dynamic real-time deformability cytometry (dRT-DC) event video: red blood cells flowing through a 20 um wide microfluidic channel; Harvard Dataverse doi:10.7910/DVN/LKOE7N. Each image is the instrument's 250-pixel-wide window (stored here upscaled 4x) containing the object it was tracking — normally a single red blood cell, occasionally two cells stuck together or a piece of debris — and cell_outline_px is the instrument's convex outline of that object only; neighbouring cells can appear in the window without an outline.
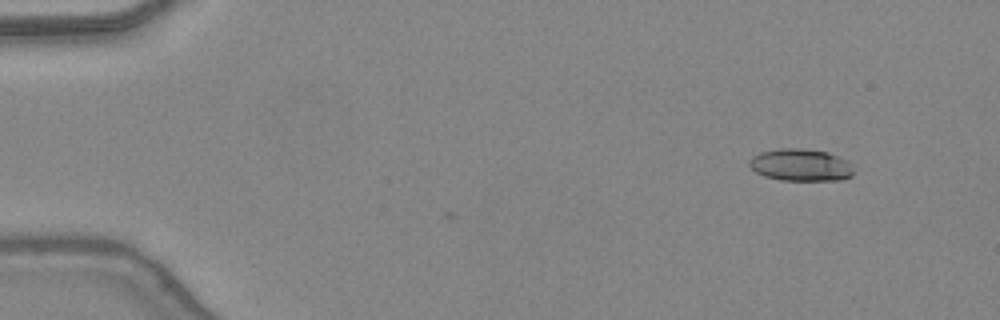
{"species": "common noctule bat (a hibernating species)", "species_latin": "Nyctalus noctula", "temperature_condition": "warm", "stored_images_in_passage": 3, "camera_frame_rate_fps": 3000, "um_per_image_px": 0.085, "animal": {"sex": "female", "body_mass_g": 24.6, "forearm_length_mm": 56.2}, "frame": {"image": 1, "passage_image": 1, "time_ms": 0.0, "image_size_px": [1000, 320], "cell_outline_px": [[852, 176], [844, 180], [780, 180], [764, 176], [756, 172], [748, 164], [748, 160], [752, 156], [760, 152], [780, 148], [800, 148], [828, 152], [848, 160], [852, 172]], "centroid_in_image_um": [68.04, 14.02], "position_along_channel_um": 17.0, "area_um2": 19.65}}